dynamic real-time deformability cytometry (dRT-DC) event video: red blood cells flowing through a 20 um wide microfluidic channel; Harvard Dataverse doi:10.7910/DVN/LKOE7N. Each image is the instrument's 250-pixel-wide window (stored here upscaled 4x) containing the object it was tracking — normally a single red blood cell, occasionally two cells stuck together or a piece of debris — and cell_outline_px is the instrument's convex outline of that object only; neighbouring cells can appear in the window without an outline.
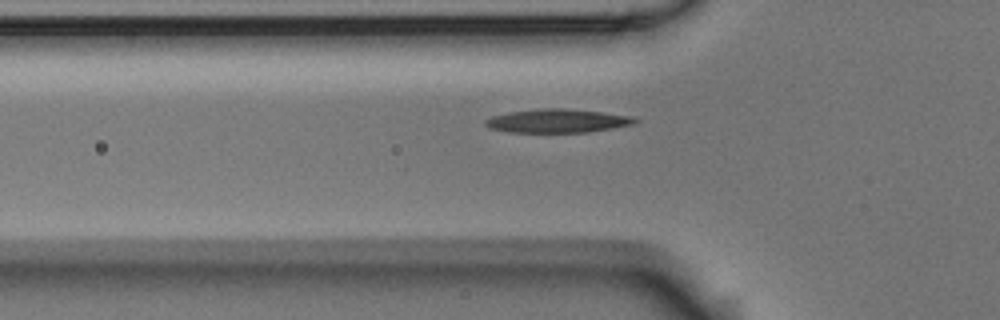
{"species": "Egyptian fruit bat (a non-hibernating species)", "species_latin": "Rousettus aegyptiacus", "temperature_condition": "room temperature", "stored_images_in_passage": 3, "segment_of_instrument_passage": [2, 2], "camera_frame_rate_fps": 3000, "um_per_image_px": 0.085, "animal": {"sex": "male"}, "frame": {"image": 1, "passage_image": 3, "time_ms": 4.333, "image_size_px": [1000, 320], "cell_outline_px": [[640, 120], [636, 124], [588, 132], [508, 132], [488, 128], [484, 124], [484, 120], [492, 116], [508, 112], [540, 108], [564, 108], [600, 112], [632, 116]], "centroid_in_image_um": [47.37, 10.27], "position_along_channel_um": 78.4, "area_um2": 20.69}}